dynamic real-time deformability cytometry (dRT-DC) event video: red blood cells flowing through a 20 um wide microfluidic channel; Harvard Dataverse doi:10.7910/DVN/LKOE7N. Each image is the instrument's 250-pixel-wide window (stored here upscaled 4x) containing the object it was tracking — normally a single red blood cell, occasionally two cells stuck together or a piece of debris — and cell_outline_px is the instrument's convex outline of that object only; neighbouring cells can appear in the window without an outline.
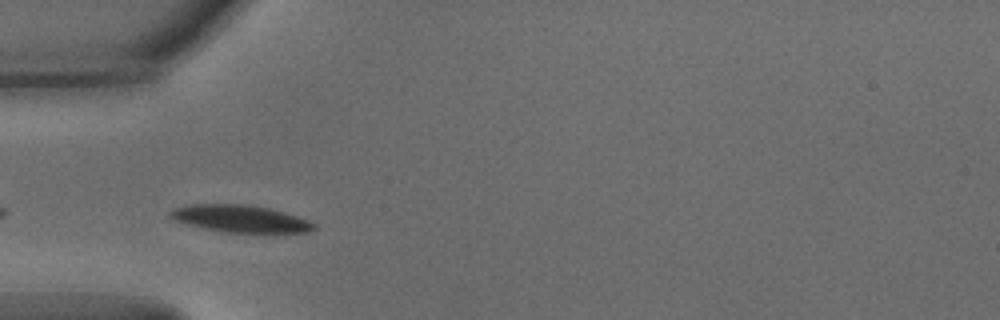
{"species": "common noctule bat (a hibernating species)", "species_latin": "Nyctalus noctula", "temperature_condition": "warm", "stored_images_in_passage": 31, "camera_frame_rate_fps": 3000, "um_per_image_px": 0.085, "animal": {"sex": "male", "body_mass_g": 15.6}, "frame": {"image": 1, "passage_image": 2, "time_ms": 0.333, "image_size_px": [1000, 320], "cell_outline_px": [[316, 228], [308, 232], [224, 232], [204, 228], [188, 224], [176, 220], [168, 216], [168, 212], [172, 208], [188, 204], [244, 204], [268, 208], [284, 212], [308, 220], [316, 224]], "centroid_in_image_um": [20.39, 18.58], "position_along_channel_um": 64.6, "area_um2": 22.6}}
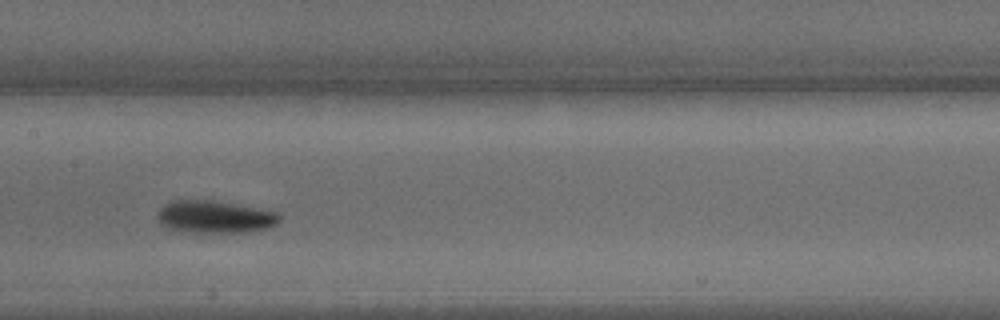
{"frame": {"image": 2, "passage_image": 12, "time_ms": 3.667, "image_size_px": [1000, 320], "cell_outline_px": [[280, 220], [276, 224], [268, 228], [252, 232], [176, 232], [160, 224], [156, 216], [160, 208], [164, 204], [176, 200], [212, 200], [236, 204], [276, 212], [280, 216]], "centroid_in_image_um": [18.22, 18.45], "position_along_channel_um": 189.2, "area_um2": 23.24}}
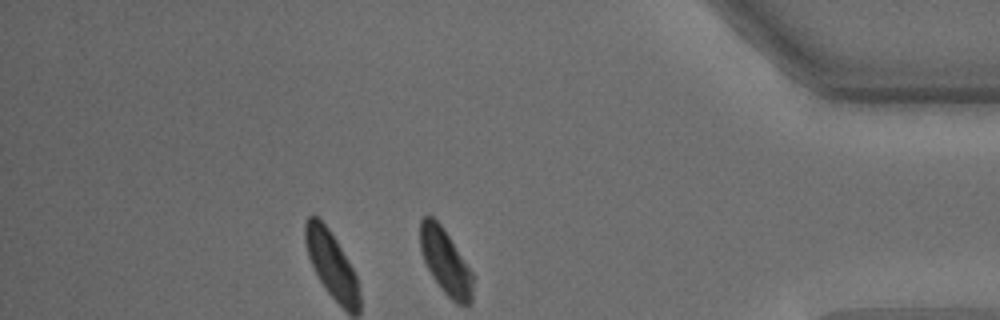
{"frame": {"image": 3, "passage_image": 31, "time_ms": 10.0, "image_size_px": [1000, 320], "cell_outline_px": [[472, 304], [456, 304], [440, 288], [432, 276], [420, 252], [420, 220], [424, 216], [432, 216], [440, 224], [472, 272]], "centroid_in_image_um": [37.85, 22.27], "position_along_channel_um": 397.4, "area_um2": 19.71}, "authors_computed_cell_mechanics": {"area_um2": 22.5998, "velocity_mm_per_s": 3.7691, "shape_relaxation_time_tau1_ms": 1.9857, "shape_relaxation_time_tau2_ms": null, "deformation_change_tau1": 0.1413, "deformation_change_tau2": null}}